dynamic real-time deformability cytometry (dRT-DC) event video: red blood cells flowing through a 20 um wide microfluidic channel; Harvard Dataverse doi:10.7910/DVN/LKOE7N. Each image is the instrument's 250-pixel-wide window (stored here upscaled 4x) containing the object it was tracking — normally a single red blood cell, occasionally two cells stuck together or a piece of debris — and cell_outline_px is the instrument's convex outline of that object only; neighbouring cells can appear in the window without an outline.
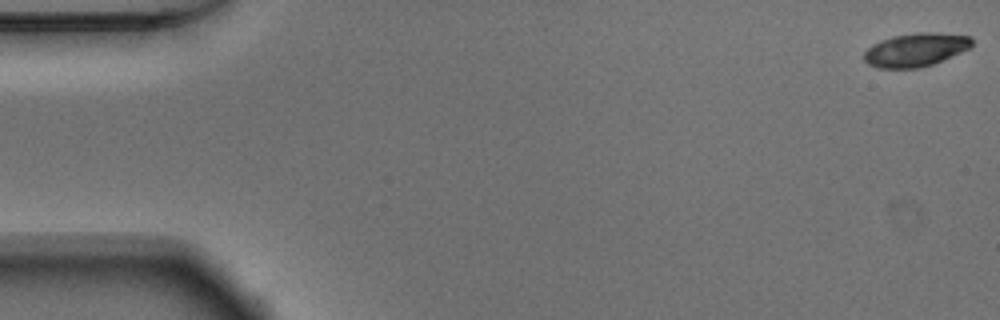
{"species": "Egyptian fruit bat (a non-hibernating species)", "species_latin": "Rousettus aegyptiacus", "temperature_condition": "warm", "stored_images_in_passage": 8, "camera_frame_rate_fps": 3000, "um_per_image_px": 0.085, "animal": {"sex": "male"}, "frame": {"image": 1, "passage_image": 1, "time_ms": 0.0, "image_size_px": [1000, 320], "cell_outline_px": [[972, 44], [968, 48], [960, 52], [932, 64], [920, 68], [876, 68], [868, 64], [864, 60], [864, 52], [872, 44], [880, 40], [892, 36], [920, 32], [936, 32], [972, 36]], "centroid_in_image_um": [77.8, 4.22], "position_along_channel_um": 7.2, "area_um2": 20.98}}